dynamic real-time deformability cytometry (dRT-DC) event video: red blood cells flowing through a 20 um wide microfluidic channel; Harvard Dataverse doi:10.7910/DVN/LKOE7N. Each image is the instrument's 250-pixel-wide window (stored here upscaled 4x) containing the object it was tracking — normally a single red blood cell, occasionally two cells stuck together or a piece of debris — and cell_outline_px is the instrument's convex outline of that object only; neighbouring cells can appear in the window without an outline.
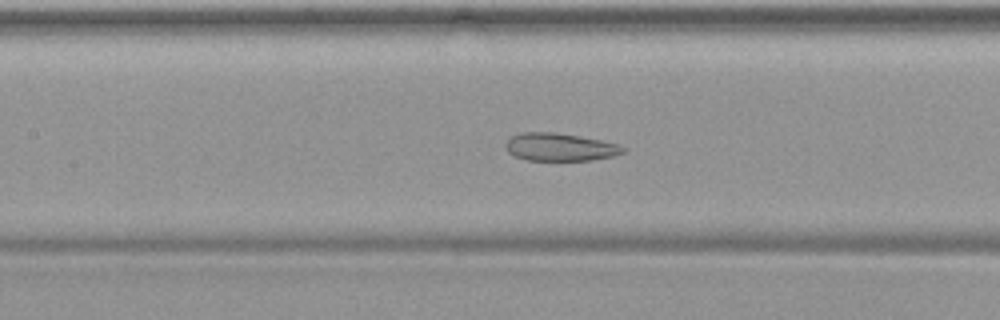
{"species": "common noctule bat (a hibernating species)", "species_latin": "Nyctalus noctula", "temperature_condition": "warm", "stored_images_in_passage": 51, "camera_frame_rate_fps": 3000, "um_per_image_px": 0.085, "animal": {"sex": "female", "body_mass_g": 19.9}, "frame": {"image": 1, "passage_image": 24, "time_ms": 7.667, "image_size_px": [1000, 320], "cell_outline_px": [[628, 148], [624, 152], [612, 156], [592, 160], [528, 160], [516, 156], [508, 152], [504, 148], [504, 144], [512, 136], [520, 132], [556, 132], [580, 136], [620, 144]], "centroid_in_image_um": [47.6, 12.49], "position_along_channel_um": 159.8, "area_um2": 19.13}}
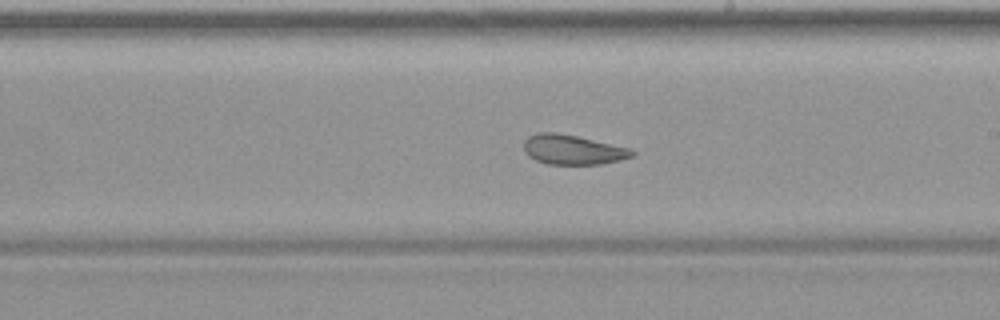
{"frame": {"image": 2, "passage_image": 30, "time_ms": 9.667, "image_size_px": [1000, 320], "cell_outline_px": [[636, 152], [632, 156], [620, 160], [600, 164], [548, 164], [536, 160], [528, 156], [524, 152], [524, 140], [528, 136], [536, 132], [556, 132], [576, 136], [632, 148]], "centroid_in_image_um": [48.67, 12.71], "position_along_channel_um": 240.3, "area_um2": 18.84}}
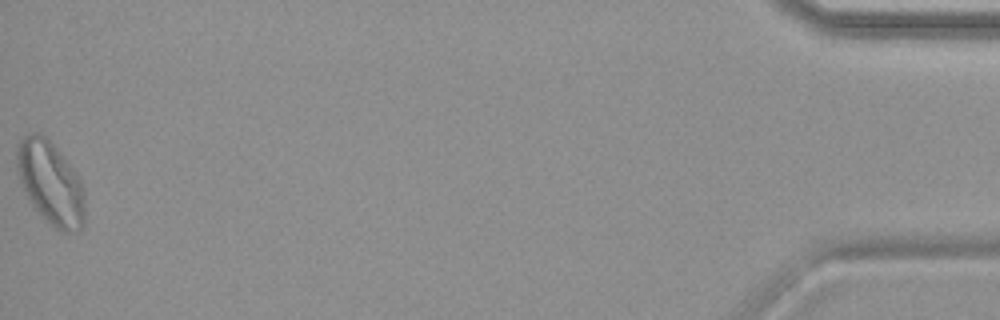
{"frame": {"image": 3, "passage_image": 51, "time_ms": 16.667, "image_size_px": [1000, 320], "cell_outline_px": [[84, 224], [76, 232], [60, 232], [40, 216], [32, 208], [20, 184], [16, 168], [16, 144], [24, 136], [32, 132], [40, 132], [56, 148], [76, 172], [80, 180], [84, 192]], "centroid_in_image_um": [4.26, 15.57], "position_along_channel_um": 430.9, "area_um2": 33.47}}